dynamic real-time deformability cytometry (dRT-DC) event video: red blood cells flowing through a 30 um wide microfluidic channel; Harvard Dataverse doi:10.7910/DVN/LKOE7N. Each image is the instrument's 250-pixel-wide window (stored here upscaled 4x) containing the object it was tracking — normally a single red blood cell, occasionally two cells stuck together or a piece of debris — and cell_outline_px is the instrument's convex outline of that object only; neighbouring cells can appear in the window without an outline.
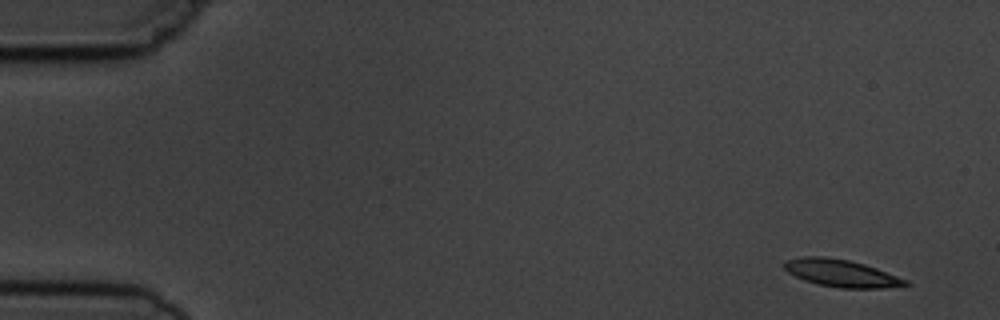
{"species": "common noctule bat (a hibernating species)", "species_latin": "Nyctalus noctula", "temperature_condition": "cold", "stored_images_in_passage": 7, "camera_frame_rate_fps": 3000, "um_per_image_px": 0.085, "animal": {"sex": "male", "body_mass_g": 19.5, "forearm_length_mm": 54.6}, "frame": {"image": 1, "passage_image": 1, "time_ms": 0.0, "image_size_px": [1000, 320], "cell_outline_px": [[912, 284], [880, 288], [840, 288], [816, 284], [804, 280], [788, 272], [780, 264], [784, 260], [804, 256], [824, 256], [848, 260], [864, 264], [876, 268], [908, 280]], "centroid_in_image_um": [71.46, 23.21], "position_along_channel_um": 13.5, "area_um2": 19.36}}
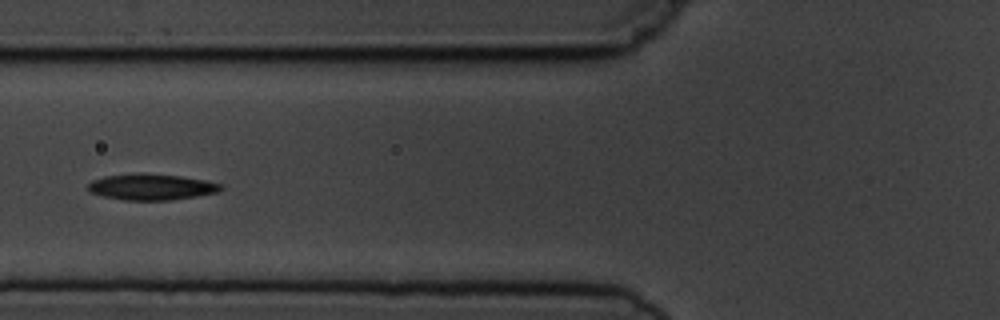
{"frame": {"image": 2, "passage_image": 6, "time_ms": 6.0, "image_size_px": [1000, 320], "cell_outline_px": [[224, 188], [220, 192], [172, 200], [124, 200], [104, 196], [88, 192], [88, 184], [92, 180], [104, 176], [180, 176], [204, 180], [224, 184]], "centroid_in_image_um": [12.94, 15.94], "position_along_channel_um": 112.9, "area_um2": 19.36}}
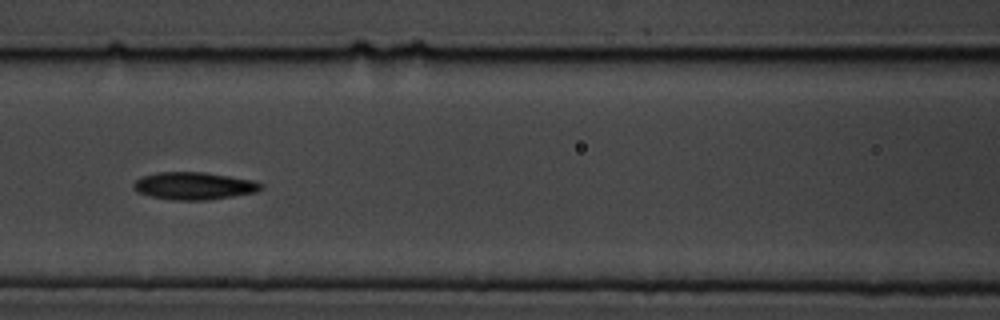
{"frame": {"image": 3, "passage_image": 7, "time_ms": 7.0, "image_size_px": [1000, 320], "cell_outline_px": [[264, 188], [256, 192], [208, 200], [172, 200], [152, 196], [136, 192], [132, 188], [132, 184], [136, 180], [144, 176], [156, 172], [204, 172], [252, 180], [264, 184]], "centroid_in_image_um": [16.48, 15.8], "position_along_channel_um": 150.1, "area_um2": 20.4}}